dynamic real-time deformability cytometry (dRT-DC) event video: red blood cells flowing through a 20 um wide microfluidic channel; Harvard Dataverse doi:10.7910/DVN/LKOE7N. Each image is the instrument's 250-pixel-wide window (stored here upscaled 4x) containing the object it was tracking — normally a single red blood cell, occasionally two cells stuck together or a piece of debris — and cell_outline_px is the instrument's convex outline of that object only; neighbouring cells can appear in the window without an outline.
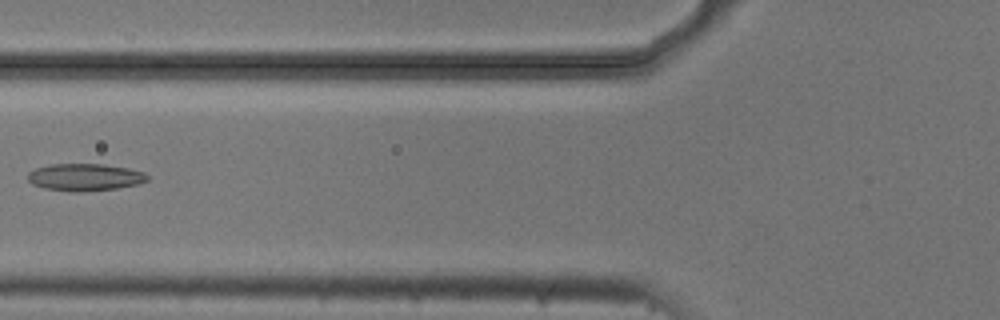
{"species": "common noctule bat (a hibernating species)", "species_latin": "Nyctalus noctula", "temperature_condition": "cold", "stored_images_in_passage": 7, "camera_frame_rate_fps": 3000, "um_per_image_px": 0.085, "animal": {"sex": "male", "body_mass_g": 20.5, "forearm_length_mm": 52.5}, "frame": {"image": 1, "passage_image": 6, "time_ms": 1.667, "image_size_px": [1000, 320], "cell_outline_px": [[148, 180], [140, 184], [116, 188], [80, 192], [72, 192], [44, 188], [32, 184], [28, 180], [28, 172], [36, 168], [52, 164], [104, 164], [128, 168], [144, 172], [148, 176]], "centroid_in_image_um": [7.22, 15.06], "position_along_channel_um": 118.6, "area_um2": 19.02}}
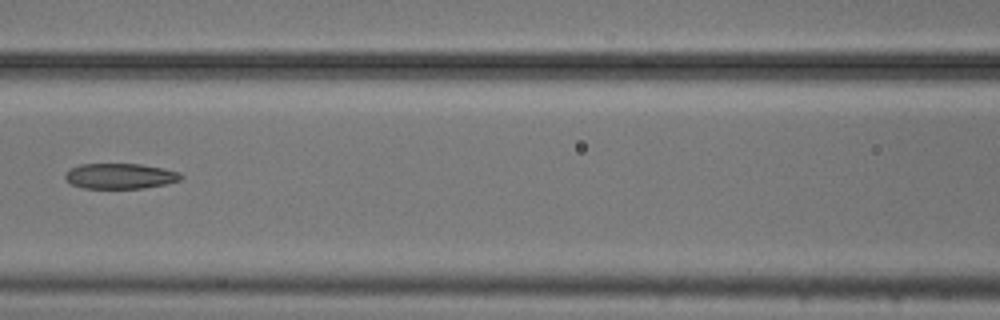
{"frame": {"image": 2, "passage_image": 7, "time_ms": 2.0, "image_size_px": [1000, 320], "cell_outline_px": [[184, 176], [180, 180], [164, 184], [144, 188], [84, 188], [72, 184], [64, 176], [72, 168], [80, 164], [140, 164], [164, 168], [180, 172]], "centroid_in_image_um": [10.26, 14.96], "position_along_channel_um": 156.3, "area_um2": 16.99}}